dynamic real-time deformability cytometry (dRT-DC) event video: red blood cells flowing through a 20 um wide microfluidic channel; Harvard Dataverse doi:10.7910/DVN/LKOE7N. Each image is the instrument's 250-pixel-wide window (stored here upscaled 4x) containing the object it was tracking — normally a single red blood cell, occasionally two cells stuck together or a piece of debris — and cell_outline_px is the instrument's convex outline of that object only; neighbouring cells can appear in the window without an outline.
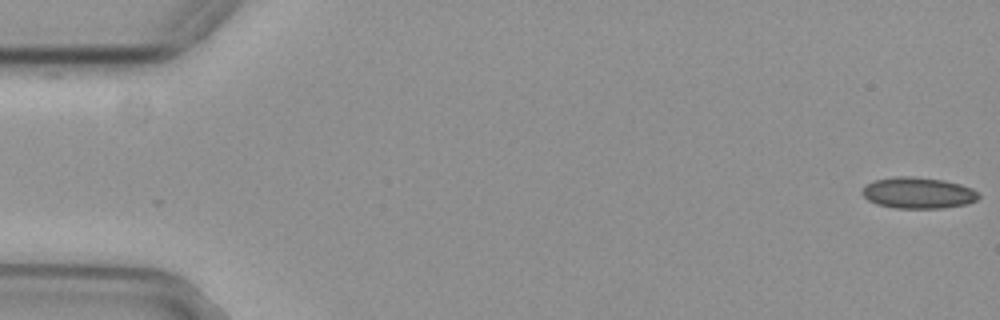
{"species": "common noctule bat (a hibernating species)", "species_latin": "Nyctalus noctula", "temperature_condition": "cold", "stored_images_in_passage": 14, "camera_frame_rate_fps": 3000, "um_per_image_px": 0.085, "animal": {"sex": "female", "body_mass_g": 29.2, "forearm_length_mm": 56.3}, "frame": {"image": 1, "passage_image": 1, "time_ms": 0.0, "image_size_px": [1000, 320], "cell_outline_px": [[980, 196], [976, 200], [964, 204], [944, 208], [896, 208], [876, 204], [868, 200], [860, 192], [868, 184], [876, 180], [896, 176], [912, 176], [944, 180], [960, 184], [972, 188]], "centroid_in_image_um": [78.03, 16.39], "position_along_channel_um": 7.0, "area_um2": 21.04}}
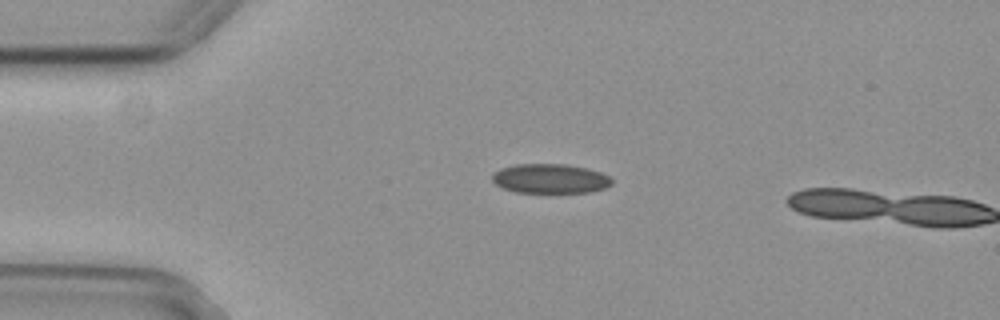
{"frame": {"image": 2, "passage_image": 13, "time_ms": 4.0, "image_size_px": [1000, 320], "cell_outline_px": [[612, 184], [604, 188], [588, 192], [516, 192], [504, 188], [496, 184], [492, 180], [492, 176], [500, 168], [516, 164], [564, 164], [588, 168], [600, 172], [608, 176], [612, 180]], "centroid_in_image_um": [46.77, 15.17], "position_along_channel_um": 38.2, "area_um2": 20.35}}